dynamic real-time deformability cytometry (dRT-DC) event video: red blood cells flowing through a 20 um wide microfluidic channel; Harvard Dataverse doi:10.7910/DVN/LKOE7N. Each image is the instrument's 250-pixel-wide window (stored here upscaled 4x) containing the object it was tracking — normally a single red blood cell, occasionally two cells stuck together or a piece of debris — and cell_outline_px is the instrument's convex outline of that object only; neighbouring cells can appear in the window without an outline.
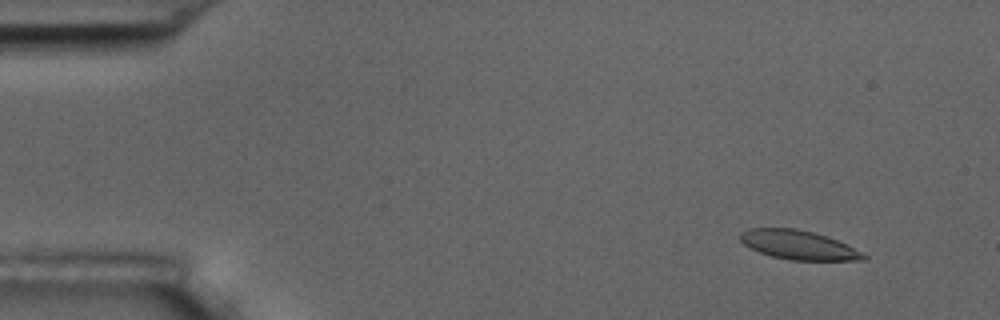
{"species": "common noctule bat (a hibernating species)", "species_latin": "Nyctalus noctula", "temperature_condition": "room temperature", "stored_images_in_passage": 4, "camera_frame_rate_fps": 3000, "um_per_image_px": 0.085, "animal": {"sex": "male", "body_mass_g": 17.5, "forearm_length_mm": 52.3}, "frame": {"image": 1, "passage_image": 1, "time_ms": 0.0, "image_size_px": [1000, 320], "cell_outline_px": [[868, 260], [792, 260], [772, 256], [760, 252], [744, 244], [740, 240], [740, 232], [748, 228], [796, 228], [828, 236], [868, 256]], "centroid_in_image_um": [67.84, 20.81], "position_along_channel_um": 17.2, "area_um2": 20.63}}
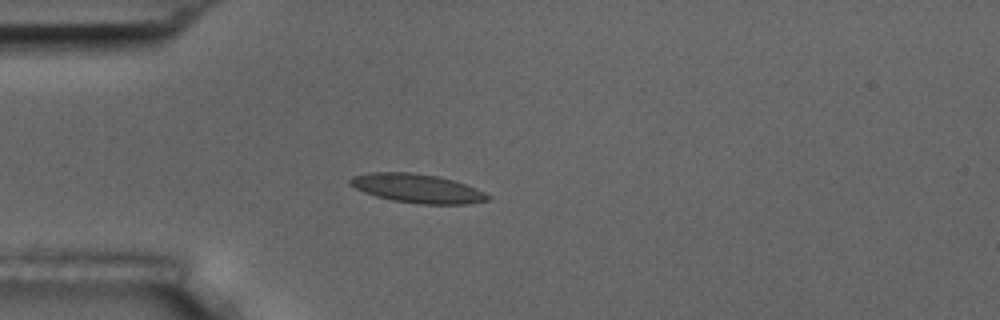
{"frame": {"image": 2, "passage_image": 4, "time_ms": 3.333, "image_size_px": [1000, 320], "cell_outline_px": [[492, 196], [488, 200], [468, 204], [420, 204], [392, 200], [376, 196], [364, 192], [348, 184], [348, 180], [352, 176], [368, 172], [412, 172], [436, 176], [452, 180], [476, 188]], "centroid_in_image_um": [35.44, 16.01], "position_along_channel_um": 49.6, "area_um2": 23.18}}